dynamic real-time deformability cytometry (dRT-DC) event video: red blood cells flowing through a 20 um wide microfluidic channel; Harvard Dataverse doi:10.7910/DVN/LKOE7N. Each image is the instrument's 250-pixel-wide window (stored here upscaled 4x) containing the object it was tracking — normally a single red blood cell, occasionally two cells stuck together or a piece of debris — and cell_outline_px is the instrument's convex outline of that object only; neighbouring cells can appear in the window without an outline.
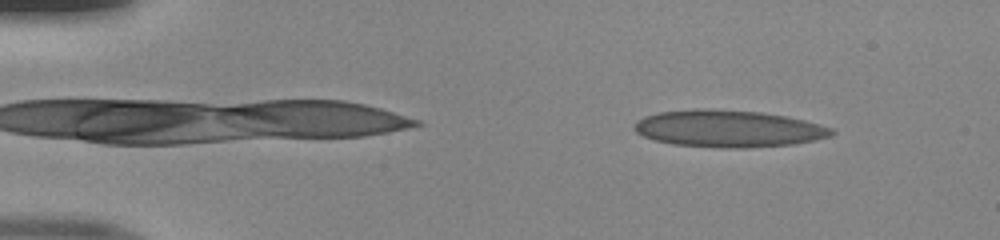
{"species": "human", "species_latin": "Homo sapiens", "temperature_condition": "room temperature", "stored_images_in_passage": 48, "camera_frame_rate_fps": 3000, "um_per_image_px": 0.085, "donor": {"sex": "male"}, "frame": {"image": 1, "passage_image": 5, "time_ms": 1.333, "image_size_px": [1000, 240], "cell_outline_px": [[836, 132], [832, 136], [792, 144], [676, 144], [656, 140], [644, 136], [636, 132], [632, 128], [636, 120], [644, 116], [660, 112], [692, 108], [712, 108], [760, 112], [788, 116], [804, 120], [832, 128]], "centroid_in_image_um": [61.87, 10.85], "position_along_channel_um": 23.1, "area_um2": 40.69}}
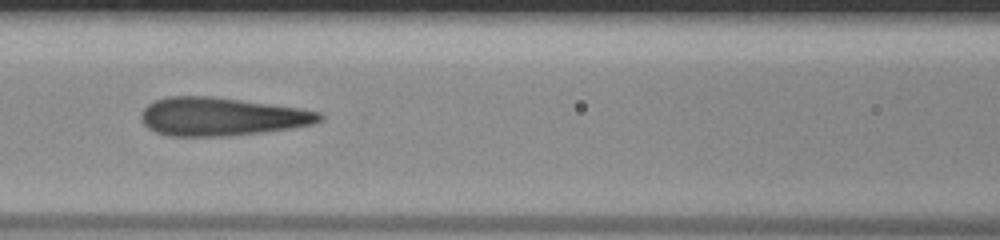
{"frame": {"image": 2, "passage_image": 21, "time_ms": 6.667, "image_size_px": [1000, 240], "cell_outline_px": [[324, 116], [320, 120], [312, 124], [292, 128], [228, 136], [168, 136], [156, 132], [148, 128], [144, 124], [140, 116], [144, 108], [148, 104], [156, 100], [168, 96], [208, 96], [240, 100], [300, 108], [320, 112]], "centroid_in_image_um": [18.8, 9.91], "position_along_channel_um": 147.8, "area_um2": 39.54}}
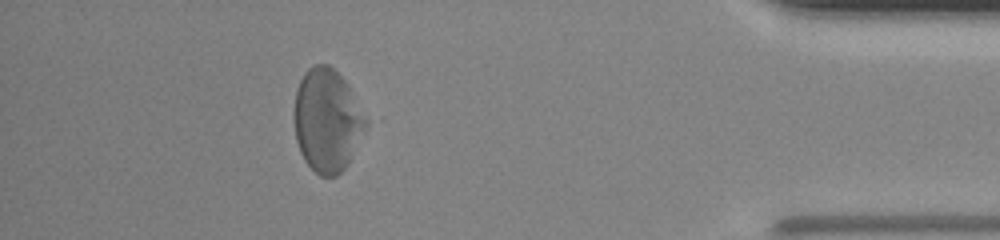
{"frame": {"image": 3, "passage_image": 43, "time_ms": 14.0, "image_size_px": [1000, 240], "cell_outline_px": [[368, 124], [344, 168], [336, 176], [320, 176], [304, 160], [300, 152], [296, 140], [296, 92], [300, 80], [304, 72], [308, 68], [316, 64], [328, 64], [348, 84]], "centroid_in_image_um": [27.8, 10.22], "position_along_channel_um": 407.4, "area_um2": 41.96}}